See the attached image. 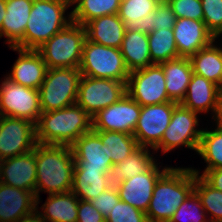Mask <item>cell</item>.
I'll list each match as a JSON object with an SVG mask.
<instances>
[{"instance_id":"6da1fadb","label":"cell","mask_w":222,"mask_h":222,"mask_svg":"<svg viewBox=\"0 0 222 222\" xmlns=\"http://www.w3.org/2000/svg\"><path fill=\"white\" fill-rule=\"evenodd\" d=\"M75 159L70 146L36 144V203L40 193L69 192L73 185Z\"/></svg>"},{"instance_id":"7a4b0ae2","label":"cell","mask_w":222,"mask_h":222,"mask_svg":"<svg viewBox=\"0 0 222 222\" xmlns=\"http://www.w3.org/2000/svg\"><path fill=\"white\" fill-rule=\"evenodd\" d=\"M191 167L170 166L157 180L146 211L149 222H169L175 211L194 190Z\"/></svg>"},{"instance_id":"3957f363","label":"cell","mask_w":222,"mask_h":222,"mask_svg":"<svg viewBox=\"0 0 222 222\" xmlns=\"http://www.w3.org/2000/svg\"><path fill=\"white\" fill-rule=\"evenodd\" d=\"M40 144L71 146L92 130V117L77 103L59 110L42 112L35 124Z\"/></svg>"},{"instance_id":"277c9868","label":"cell","mask_w":222,"mask_h":222,"mask_svg":"<svg viewBox=\"0 0 222 222\" xmlns=\"http://www.w3.org/2000/svg\"><path fill=\"white\" fill-rule=\"evenodd\" d=\"M70 8L65 0H34L24 37L14 47L37 50L72 22Z\"/></svg>"},{"instance_id":"5b68a950","label":"cell","mask_w":222,"mask_h":222,"mask_svg":"<svg viewBox=\"0 0 222 222\" xmlns=\"http://www.w3.org/2000/svg\"><path fill=\"white\" fill-rule=\"evenodd\" d=\"M85 40V27L72 21L37 50L47 68H79Z\"/></svg>"},{"instance_id":"8992f818","label":"cell","mask_w":222,"mask_h":222,"mask_svg":"<svg viewBox=\"0 0 222 222\" xmlns=\"http://www.w3.org/2000/svg\"><path fill=\"white\" fill-rule=\"evenodd\" d=\"M82 76L108 78L127 83L128 70L121 50L85 40L79 66Z\"/></svg>"},{"instance_id":"52a82bcc","label":"cell","mask_w":222,"mask_h":222,"mask_svg":"<svg viewBox=\"0 0 222 222\" xmlns=\"http://www.w3.org/2000/svg\"><path fill=\"white\" fill-rule=\"evenodd\" d=\"M81 76L79 68H48L38 89L42 112L75 104Z\"/></svg>"},{"instance_id":"ba28073f","label":"cell","mask_w":222,"mask_h":222,"mask_svg":"<svg viewBox=\"0 0 222 222\" xmlns=\"http://www.w3.org/2000/svg\"><path fill=\"white\" fill-rule=\"evenodd\" d=\"M199 115L178 103L173 110L171 121L165 130L161 142L154 148L164 156L179 147L191 149L197 153L203 127L200 128Z\"/></svg>"},{"instance_id":"9c48e42d","label":"cell","mask_w":222,"mask_h":222,"mask_svg":"<svg viewBox=\"0 0 222 222\" xmlns=\"http://www.w3.org/2000/svg\"><path fill=\"white\" fill-rule=\"evenodd\" d=\"M0 114L36 124L42 114L39 90L19 85L4 75L0 81Z\"/></svg>"},{"instance_id":"30bf717a","label":"cell","mask_w":222,"mask_h":222,"mask_svg":"<svg viewBox=\"0 0 222 222\" xmlns=\"http://www.w3.org/2000/svg\"><path fill=\"white\" fill-rule=\"evenodd\" d=\"M126 94V83L108 78L81 76L76 103L91 117Z\"/></svg>"},{"instance_id":"8fae6325","label":"cell","mask_w":222,"mask_h":222,"mask_svg":"<svg viewBox=\"0 0 222 222\" xmlns=\"http://www.w3.org/2000/svg\"><path fill=\"white\" fill-rule=\"evenodd\" d=\"M126 93L141 106L171 101L167 95L164 71L160 64L130 72Z\"/></svg>"},{"instance_id":"7c38bea8","label":"cell","mask_w":222,"mask_h":222,"mask_svg":"<svg viewBox=\"0 0 222 222\" xmlns=\"http://www.w3.org/2000/svg\"><path fill=\"white\" fill-rule=\"evenodd\" d=\"M177 104L169 101L141 106V113L133 133L138 146L154 149L161 142Z\"/></svg>"},{"instance_id":"4fadbf2b","label":"cell","mask_w":222,"mask_h":222,"mask_svg":"<svg viewBox=\"0 0 222 222\" xmlns=\"http://www.w3.org/2000/svg\"><path fill=\"white\" fill-rule=\"evenodd\" d=\"M36 144L34 123L22 118L1 116L0 156L3 159L28 153Z\"/></svg>"},{"instance_id":"5bb4252c","label":"cell","mask_w":222,"mask_h":222,"mask_svg":"<svg viewBox=\"0 0 222 222\" xmlns=\"http://www.w3.org/2000/svg\"><path fill=\"white\" fill-rule=\"evenodd\" d=\"M140 113L141 105L126 93L116 103L92 117V130L125 132L133 135Z\"/></svg>"},{"instance_id":"9a60e30c","label":"cell","mask_w":222,"mask_h":222,"mask_svg":"<svg viewBox=\"0 0 222 222\" xmlns=\"http://www.w3.org/2000/svg\"><path fill=\"white\" fill-rule=\"evenodd\" d=\"M161 162H156L147 172L135 175L126 179L117 190L120 200L134 206L146 213L155 183L159 177L170 167L160 166Z\"/></svg>"},{"instance_id":"2e32d148","label":"cell","mask_w":222,"mask_h":222,"mask_svg":"<svg viewBox=\"0 0 222 222\" xmlns=\"http://www.w3.org/2000/svg\"><path fill=\"white\" fill-rule=\"evenodd\" d=\"M221 95L218 85L193 73L185 97L180 104L201 115L211 112V122H214L219 113Z\"/></svg>"},{"instance_id":"e0dca14e","label":"cell","mask_w":222,"mask_h":222,"mask_svg":"<svg viewBox=\"0 0 222 222\" xmlns=\"http://www.w3.org/2000/svg\"><path fill=\"white\" fill-rule=\"evenodd\" d=\"M16 51L18 58L12 65L10 73L5 74L19 85L38 90L45 79L47 65L38 50L8 47Z\"/></svg>"},{"instance_id":"ac0fdd59","label":"cell","mask_w":222,"mask_h":222,"mask_svg":"<svg viewBox=\"0 0 222 222\" xmlns=\"http://www.w3.org/2000/svg\"><path fill=\"white\" fill-rule=\"evenodd\" d=\"M0 182L30 191L35 195L36 146L32 151L23 155L3 159Z\"/></svg>"},{"instance_id":"d6986e66","label":"cell","mask_w":222,"mask_h":222,"mask_svg":"<svg viewBox=\"0 0 222 222\" xmlns=\"http://www.w3.org/2000/svg\"><path fill=\"white\" fill-rule=\"evenodd\" d=\"M173 32L180 57L189 58L215 40V37L206 28L204 21L189 18H177Z\"/></svg>"},{"instance_id":"ffe728a7","label":"cell","mask_w":222,"mask_h":222,"mask_svg":"<svg viewBox=\"0 0 222 222\" xmlns=\"http://www.w3.org/2000/svg\"><path fill=\"white\" fill-rule=\"evenodd\" d=\"M153 154L154 149L139 146L123 161L113 164L106 173L108 189L118 190L124 180L147 172L159 160Z\"/></svg>"},{"instance_id":"44dd1931","label":"cell","mask_w":222,"mask_h":222,"mask_svg":"<svg viewBox=\"0 0 222 222\" xmlns=\"http://www.w3.org/2000/svg\"><path fill=\"white\" fill-rule=\"evenodd\" d=\"M70 147L75 159L74 168H104L108 171L113 165L105 145L94 130L80 136Z\"/></svg>"},{"instance_id":"7402d4cb","label":"cell","mask_w":222,"mask_h":222,"mask_svg":"<svg viewBox=\"0 0 222 222\" xmlns=\"http://www.w3.org/2000/svg\"><path fill=\"white\" fill-rule=\"evenodd\" d=\"M36 207V197L30 192L0 182V222H17Z\"/></svg>"},{"instance_id":"603a6c76","label":"cell","mask_w":222,"mask_h":222,"mask_svg":"<svg viewBox=\"0 0 222 222\" xmlns=\"http://www.w3.org/2000/svg\"><path fill=\"white\" fill-rule=\"evenodd\" d=\"M86 39L107 47L121 48L126 27L118 14L104 15L85 25Z\"/></svg>"},{"instance_id":"cb8c5ba5","label":"cell","mask_w":222,"mask_h":222,"mask_svg":"<svg viewBox=\"0 0 222 222\" xmlns=\"http://www.w3.org/2000/svg\"><path fill=\"white\" fill-rule=\"evenodd\" d=\"M34 0H6V13L1 26V38L7 47H14L23 37Z\"/></svg>"},{"instance_id":"d4e9b609","label":"cell","mask_w":222,"mask_h":222,"mask_svg":"<svg viewBox=\"0 0 222 222\" xmlns=\"http://www.w3.org/2000/svg\"><path fill=\"white\" fill-rule=\"evenodd\" d=\"M164 71L165 86L169 99L181 103L193 75L188 57H179L160 63Z\"/></svg>"},{"instance_id":"484cf974","label":"cell","mask_w":222,"mask_h":222,"mask_svg":"<svg viewBox=\"0 0 222 222\" xmlns=\"http://www.w3.org/2000/svg\"><path fill=\"white\" fill-rule=\"evenodd\" d=\"M79 198L72 192L49 194L46 201L35 209L46 222H77ZM41 210V211H40Z\"/></svg>"},{"instance_id":"4316f807","label":"cell","mask_w":222,"mask_h":222,"mask_svg":"<svg viewBox=\"0 0 222 222\" xmlns=\"http://www.w3.org/2000/svg\"><path fill=\"white\" fill-rule=\"evenodd\" d=\"M193 73L205 77L214 84L222 82V45L216 39L207 47L189 57Z\"/></svg>"},{"instance_id":"83f0119b","label":"cell","mask_w":222,"mask_h":222,"mask_svg":"<svg viewBox=\"0 0 222 222\" xmlns=\"http://www.w3.org/2000/svg\"><path fill=\"white\" fill-rule=\"evenodd\" d=\"M104 168H74L71 191L79 200L91 201L108 189Z\"/></svg>"},{"instance_id":"f1b7e54d","label":"cell","mask_w":222,"mask_h":222,"mask_svg":"<svg viewBox=\"0 0 222 222\" xmlns=\"http://www.w3.org/2000/svg\"><path fill=\"white\" fill-rule=\"evenodd\" d=\"M120 50L130 72L153 65L150 59L148 34L126 30Z\"/></svg>"},{"instance_id":"f546056e","label":"cell","mask_w":222,"mask_h":222,"mask_svg":"<svg viewBox=\"0 0 222 222\" xmlns=\"http://www.w3.org/2000/svg\"><path fill=\"white\" fill-rule=\"evenodd\" d=\"M215 128H204L199 148L196 154L201 156V159L206 162V167L200 173L201 169L191 167L195 174L203 175L208 169L222 168V127L214 121ZM199 169V170H198Z\"/></svg>"},{"instance_id":"4dcf8cb0","label":"cell","mask_w":222,"mask_h":222,"mask_svg":"<svg viewBox=\"0 0 222 222\" xmlns=\"http://www.w3.org/2000/svg\"><path fill=\"white\" fill-rule=\"evenodd\" d=\"M121 0H75L72 4V21L85 25L104 15L118 14Z\"/></svg>"},{"instance_id":"1f68e13d","label":"cell","mask_w":222,"mask_h":222,"mask_svg":"<svg viewBox=\"0 0 222 222\" xmlns=\"http://www.w3.org/2000/svg\"><path fill=\"white\" fill-rule=\"evenodd\" d=\"M150 59L153 64H160L179 58L173 29H159L148 34Z\"/></svg>"},{"instance_id":"d6a6232c","label":"cell","mask_w":222,"mask_h":222,"mask_svg":"<svg viewBox=\"0 0 222 222\" xmlns=\"http://www.w3.org/2000/svg\"><path fill=\"white\" fill-rule=\"evenodd\" d=\"M105 145L108 157L111 158L112 164L123 161L139 146L132 134L116 131H95Z\"/></svg>"},{"instance_id":"836d02e7","label":"cell","mask_w":222,"mask_h":222,"mask_svg":"<svg viewBox=\"0 0 222 222\" xmlns=\"http://www.w3.org/2000/svg\"><path fill=\"white\" fill-rule=\"evenodd\" d=\"M194 191L210 222H222V192L212 187L201 175L195 174Z\"/></svg>"},{"instance_id":"e575fe53","label":"cell","mask_w":222,"mask_h":222,"mask_svg":"<svg viewBox=\"0 0 222 222\" xmlns=\"http://www.w3.org/2000/svg\"><path fill=\"white\" fill-rule=\"evenodd\" d=\"M160 2L158 0H121L118 16L126 30L133 31L134 20L152 13Z\"/></svg>"},{"instance_id":"d590c367","label":"cell","mask_w":222,"mask_h":222,"mask_svg":"<svg viewBox=\"0 0 222 222\" xmlns=\"http://www.w3.org/2000/svg\"><path fill=\"white\" fill-rule=\"evenodd\" d=\"M169 222H210L201 200L193 190L175 211Z\"/></svg>"},{"instance_id":"8d00e7d4","label":"cell","mask_w":222,"mask_h":222,"mask_svg":"<svg viewBox=\"0 0 222 222\" xmlns=\"http://www.w3.org/2000/svg\"><path fill=\"white\" fill-rule=\"evenodd\" d=\"M203 21L216 40H222V0H201ZM221 39H220V38ZM220 39V40H219Z\"/></svg>"},{"instance_id":"74e56055","label":"cell","mask_w":222,"mask_h":222,"mask_svg":"<svg viewBox=\"0 0 222 222\" xmlns=\"http://www.w3.org/2000/svg\"><path fill=\"white\" fill-rule=\"evenodd\" d=\"M105 222H149L145 212L119 200Z\"/></svg>"},{"instance_id":"f35d334b","label":"cell","mask_w":222,"mask_h":222,"mask_svg":"<svg viewBox=\"0 0 222 222\" xmlns=\"http://www.w3.org/2000/svg\"><path fill=\"white\" fill-rule=\"evenodd\" d=\"M176 18L203 21L201 0H170L168 2Z\"/></svg>"},{"instance_id":"ab89813d","label":"cell","mask_w":222,"mask_h":222,"mask_svg":"<svg viewBox=\"0 0 222 222\" xmlns=\"http://www.w3.org/2000/svg\"><path fill=\"white\" fill-rule=\"evenodd\" d=\"M176 16L172 12L170 5L166 2H160L156 9L151 13V22L153 31L161 29H173L176 23Z\"/></svg>"},{"instance_id":"60d3db41","label":"cell","mask_w":222,"mask_h":222,"mask_svg":"<svg viewBox=\"0 0 222 222\" xmlns=\"http://www.w3.org/2000/svg\"><path fill=\"white\" fill-rule=\"evenodd\" d=\"M119 200L120 198L117 190L107 189L90 202L95 208L99 210L104 218H106Z\"/></svg>"},{"instance_id":"b9f144b4","label":"cell","mask_w":222,"mask_h":222,"mask_svg":"<svg viewBox=\"0 0 222 222\" xmlns=\"http://www.w3.org/2000/svg\"><path fill=\"white\" fill-rule=\"evenodd\" d=\"M77 222H105L104 216L90 201L79 200Z\"/></svg>"},{"instance_id":"7bdbcfd3","label":"cell","mask_w":222,"mask_h":222,"mask_svg":"<svg viewBox=\"0 0 222 222\" xmlns=\"http://www.w3.org/2000/svg\"><path fill=\"white\" fill-rule=\"evenodd\" d=\"M202 177L212 187L222 192V168L208 169Z\"/></svg>"},{"instance_id":"ee69618b","label":"cell","mask_w":222,"mask_h":222,"mask_svg":"<svg viewBox=\"0 0 222 222\" xmlns=\"http://www.w3.org/2000/svg\"><path fill=\"white\" fill-rule=\"evenodd\" d=\"M133 31H141L145 34L153 32V25L151 22V13L143 18L134 20Z\"/></svg>"},{"instance_id":"f6af8a7d","label":"cell","mask_w":222,"mask_h":222,"mask_svg":"<svg viewBox=\"0 0 222 222\" xmlns=\"http://www.w3.org/2000/svg\"><path fill=\"white\" fill-rule=\"evenodd\" d=\"M17 222H46V220L40 215L38 210L34 209L31 213L23 216Z\"/></svg>"},{"instance_id":"bcb514c9","label":"cell","mask_w":222,"mask_h":222,"mask_svg":"<svg viewBox=\"0 0 222 222\" xmlns=\"http://www.w3.org/2000/svg\"><path fill=\"white\" fill-rule=\"evenodd\" d=\"M6 13V0H0V38H1V26L3 23V18Z\"/></svg>"},{"instance_id":"7dc6e473","label":"cell","mask_w":222,"mask_h":222,"mask_svg":"<svg viewBox=\"0 0 222 222\" xmlns=\"http://www.w3.org/2000/svg\"><path fill=\"white\" fill-rule=\"evenodd\" d=\"M215 122H217L222 127V95H221L219 113H218V116H217Z\"/></svg>"},{"instance_id":"c3c4849f","label":"cell","mask_w":222,"mask_h":222,"mask_svg":"<svg viewBox=\"0 0 222 222\" xmlns=\"http://www.w3.org/2000/svg\"><path fill=\"white\" fill-rule=\"evenodd\" d=\"M2 163H3V158L0 156V169H1Z\"/></svg>"},{"instance_id":"681fc988","label":"cell","mask_w":222,"mask_h":222,"mask_svg":"<svg viewBox=\"0 0 222 222\" xmlns=\"http://www.w3.org/2000/svg\"><path fill=\"white\" fill-rule=\"evenodd\" d=\"M66 2H68V3H70V4H73V2L75 1V0H65Z\"/></svg>"},{"instance_id":"f907efd6","label":"cell","mask_w":222,"mask_h":222,"mask_svg":"<svg viewBox=\"0 0 222 222\" xmlns=\"http://www.w3.org/2000/svg\"><path fill=\"white\" fill-rule=\"evenodd\" d=\"M159 2H166L168 3L170 0H158Z\"/></svg>"},{"instance_id":"816d5d0a","label":"cell","mask_w":222,"mask_h":222,"mask_svg":"<svg viewBox=\"0 0 222 222\" xmlns=\"http://www.w3.org/2000/svg\"><path fill=\"white\" fill-rule=\"evenodd\" d=\"M219 88H220V91H221V94H222V82H221V86Z\"/></svg>"}]
</instances>
